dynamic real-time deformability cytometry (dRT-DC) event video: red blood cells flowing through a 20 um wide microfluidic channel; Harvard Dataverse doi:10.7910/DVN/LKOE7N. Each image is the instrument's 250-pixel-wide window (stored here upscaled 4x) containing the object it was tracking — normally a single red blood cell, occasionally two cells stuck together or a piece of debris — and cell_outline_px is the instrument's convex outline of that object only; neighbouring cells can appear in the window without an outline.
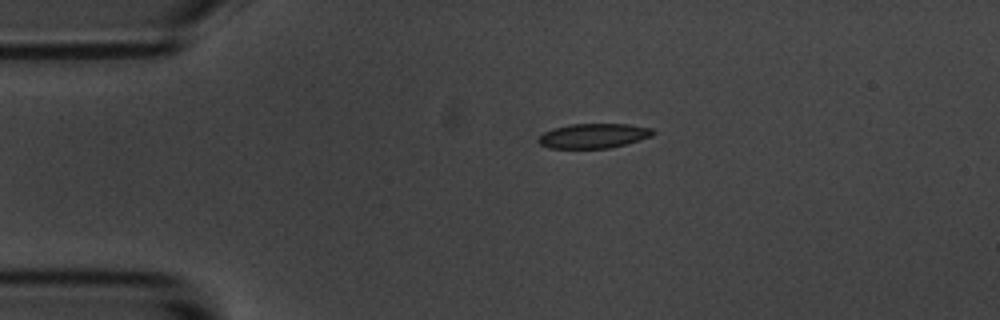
{"species": "common noctule bat (a hibernating species)", "species_latin": "Nyctalus noctula", "temperature_condition": "room temperature", "stored_images_in_passage": 6, "camera_frame_rate_fps": 3000, "um_per_image_px": 0.085, "animal": {"sex": "male", "body_mass_g": 20.1, "forearm_length_mm": 53.5}, "frame": {"image": 1, "passage_image": 6, "time_ms": 6.667, "image_size_px": [1000, 320], "cell_outline_px": [[656, 132], [652, 136], [624, 144], [608, 148], [548, 148], [540, 144], [536, 140], [544, 132], [552, 128], [572, 124], [628, 124], [652, 128]], "centroid_in_image_um": [50.43, 11.54], "position_along_channel_um": 34.6, "area_um2": 16.42}}